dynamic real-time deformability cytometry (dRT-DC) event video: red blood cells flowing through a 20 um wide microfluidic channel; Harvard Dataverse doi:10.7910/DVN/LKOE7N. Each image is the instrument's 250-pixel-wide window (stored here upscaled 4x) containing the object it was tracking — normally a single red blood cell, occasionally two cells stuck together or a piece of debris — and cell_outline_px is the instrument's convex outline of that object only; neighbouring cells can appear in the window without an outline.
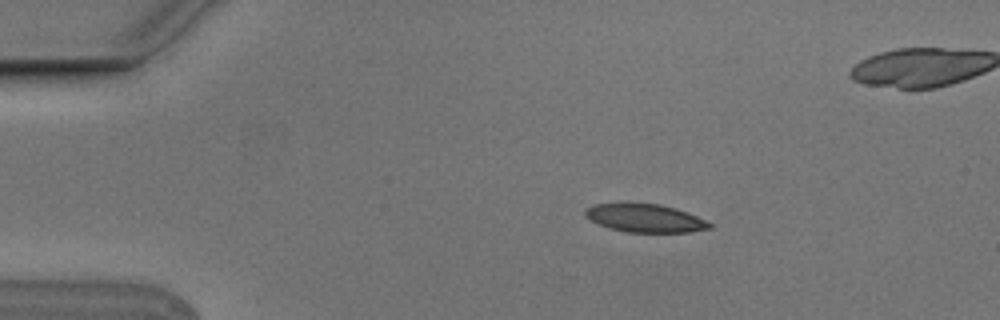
{"species": "Egyptian fruit bat (a non-hibernating species)", "species_latin": "Rousettus aegyptiacus", "temperature_condition": "cold", "stored_images_in_passage": 5, "camera_frame_rate_fps": 3000, "um_per_image_px": 0.085, "animal": {"sex": "male"}, "frame": {"image": 1, "passage_image": 3, "time_ms": 0.667, "image_size_px": [1000, 320], "cell_outline_px": [[712, 228], [688, 232], [628, 232], [612, 228], [600, 224], [584, 216], [584, 208], [592, 204], [660, 204], [676, 208], [696, 216], [712, 224]], "centroid_in_image_um": [54.83, 18.54], "position_along_channel_um": 30.2, "area_um2": 20.06}}